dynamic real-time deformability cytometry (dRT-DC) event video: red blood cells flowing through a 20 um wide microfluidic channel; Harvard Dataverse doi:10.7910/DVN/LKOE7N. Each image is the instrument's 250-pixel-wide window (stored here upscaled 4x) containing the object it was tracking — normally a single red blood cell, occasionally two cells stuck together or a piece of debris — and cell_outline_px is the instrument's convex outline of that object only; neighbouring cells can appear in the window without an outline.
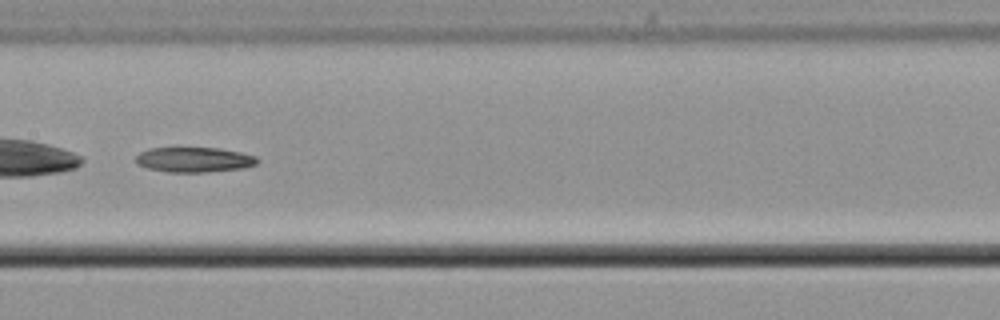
{"species": "common noctule bat (a hibernating species)", "species_latin": "Nyctalus noctula", "temperature_condition": "cold", "stored_images_in_passage": 48, "camera_frame_rate_fps": 3000, "um_per_image_px": 0.085, "animal": {"sex": "male", "body_mass_g": 21.5, "forearm_length_mm": 52.0}, "frame": {"image": 1, "passage_image": 28, "time_ms": 9.0, "image_size_px": [1000, 320], "cell_outline_px": [[260, 160], [256, 164], [244, 168], [208, 172], [168, 172], [148, 168], [136, 164], [136, 156], [140, 152], [148, 148], [220, 148], [240, 152], [256, 156]], "centroid_in_image_um": [16.51, 13.57], "position_along_channel_um": 190.9, "area_um2": 17.8}}
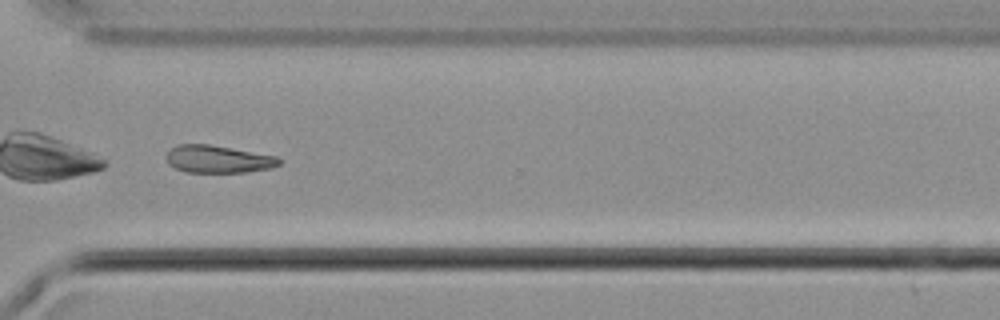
{"frame": {"image": 2, "passage_image": 41, "time_ms": 13.333, "image_size_px": [1000, 320], "cell_outline_px": [[280, 164], [272, 168], [248, 172], [184, 172], [168, 164], [168, 152], [176, 144], [208, 144], [276, 156], [280, 160]], "centroid_in_image_um": [18.54, 13.53], "position_along_channel_um": 352.1, "area_um2": 17.92}}